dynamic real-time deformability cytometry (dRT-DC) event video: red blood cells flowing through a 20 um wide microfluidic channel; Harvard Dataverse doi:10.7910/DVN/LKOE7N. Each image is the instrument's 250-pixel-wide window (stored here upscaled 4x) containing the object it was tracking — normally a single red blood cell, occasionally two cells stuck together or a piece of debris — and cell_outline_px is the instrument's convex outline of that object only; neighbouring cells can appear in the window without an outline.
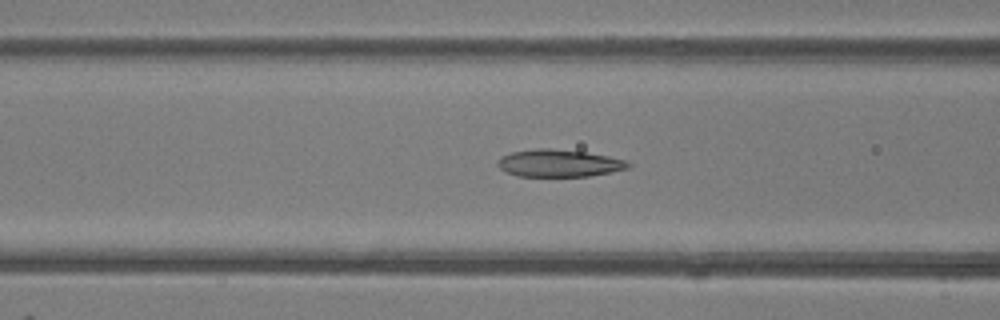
{"species": "common noctule bat (a hibernating species)", "species_latin": "Nyctalus noctula", "temperature_condition": "room temperature", "stored_images_in_passage": 42, "camera_frame_rate_fps": 3000, "um_per_image_px": 0.085, "animal": {"sex": "female"}, "frame": {"image": 1, "passage_image": 15, "time_ms": 4.667, "image_size_px": [1000, 320], "cell_outline_px": [[624, 164], [620, 168], [604, 172], [580, 176], [528, 176], [512, 172], [508, 156], [520, 152], [580, 152], [600, 156], [616, 160]], "centroid_in_image_um": [47.66, 13.93], "position_along_channel_um": 118.9, "area_um2": 16.47}}
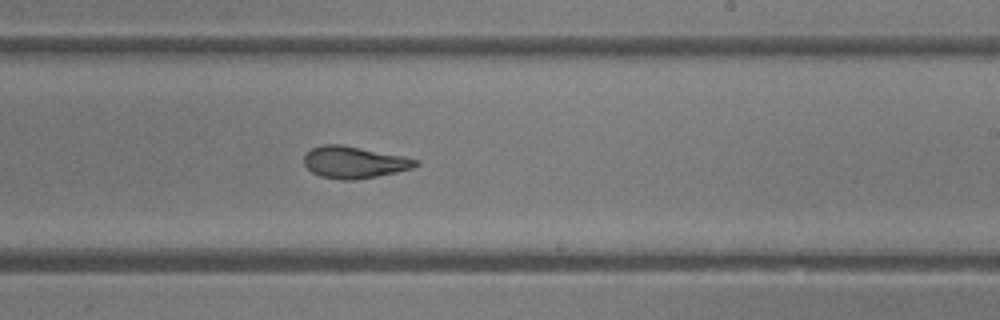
{"frame": {"image": 2, "passage_image": 25, "time_ms": 8.0, "image_size_px": [1000, 320], "cell_outline_px": [[416, 164], [404, 168], [388, 172], [368, 176], [328, 176], [316, 172], [308, 164], [308, 152], [316, 148], [352, 148], [412, 160]], "centroid_in_image_um": [30.07, 13.79], "position_along_channel_um": 258.9, "area_um2": 16.24}}
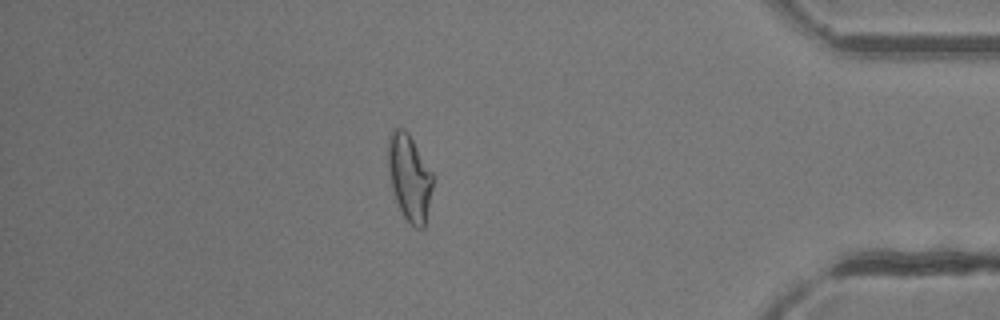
{"frame": {"image": 3, "passage_image": 38, "time_ms": 12.333, "image_size_px": [1000, 320], "cell_outline_px": [[432, 180], [424, 220], [408, 216], [404, 212], [400, 204], [396, 192], [392, 176], [392, 144], [396, 136], [408, 136]], "centroid_in_image_um": [34.86, 15.14], "position_along_channel_um": 400.3, "area_um2": 16.76}}